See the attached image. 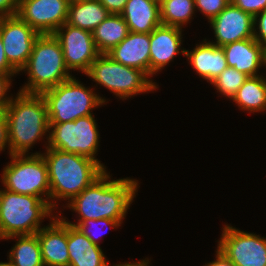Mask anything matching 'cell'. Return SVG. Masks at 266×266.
<instances>
[{
	"mask_svg": "<svg viewBox=\"0 0 266 266\" xmlns=\"http://www.w3.org/2000/svg\"><path fill=\"white\" fill-rule=\"evenodd\" d=\"M231 3L253 17L266 9V0H231Z\"/></svg>",
	"mask_w": 266,
	"mask_h": 266,
	"instance_id": "obj_30",
	"label": "cell"
},
{
	"mask_svg": "<svg viewBox=\"0 0 266 266\" xmlns=\"http://www.w3.org/2000/svg\"><path fill=\"white\" fill-rule=\"evenodd\" d=\"M264 65L266 67V49H265V60H264Z\"/></svg>",
	"mask_w": 266,
	"mask_h": 266,
	"instance_id": "obj_42",
	"label": "cell"
},
{
	"mask_svg": "<svg viewBox=\"0 0 266 266\" xmlns=\"http://www.w3.org/2000/svg\"><path fill=\"white\" fill-rule=\"evenodd\" d=\"M120 15L129 32L151 33L161 25L160 5L152 0H128Z\"/></svg>",
	"mask_w": 266,
	"mask_h": 266,
	"instance_id": "obj_21",
	"label": "cell"
},
{
	"mask_svg": "<svg viewBox=\"0 0 266 266\" xmlns=\"http://www.w3.org/2000/svg\"><path fill=\"white\" fill-rule=\"evenodd\" d=\"M231 100L244 111L266 110V78L262 75L248 77Z\"/></svg>",
	"mask_w": 266,
	"mask_h": 266,
	"instance_id": "obj_24",
	"label": "cell"
},
{
	"mask_svg": "<svg viewBox=\"0 0 266 266\" xmlns=\"http://www.w3.org/2000/svg\"><path fill=\"white\" fill-rule=\"evenodd\" d=\"M222 49L229 67L248 77L258 76L259 69L264 65L265 48L254 38L228 43Z\"/></svg>",
	"mask_w": 266,
	"mask_h": 266,
	"instance_id": "obj_17",
	"label": "cell"
},
{
	"mask_svg": "<svg viewBox=\"0 0 266 266\" xmlns=\"http://www.w3.org/2000/svg\"><path fill=\"white\" fill-rule=\"evenodd\" d=\"M0 266H14L13 263L9 260L8 262H0Z\"/></svg>",
	"mask_w": 266,
	"mask_h": 266,
	"instance_id": "obj_39",
	"label": "cell"
},
{
	"mask_svg": "<svg viewBox=\"0 0 266 266\" xmlns=\"http://www.w3.org/2000/svg\"><path fill=\"white\" fill-rule=\"evenodd\" d=\"M247 78L246 74L239 72L234 67L228 66L210 84L215 86L216 90L223 96L231 100Z\"/></svg>",
	"mask_w": 266,
	"mask_h": 266,
	"instance_id": "obj_27",
	"label": "cell"
},
{
	"mask_svg": "<svg viewBox=\"0 0 266 266\" xmlns=\"http://www.w3.org/2000/svg\"><path fill=\"white\" fill-rule=\"evenodd\" d=\"M22 70L27 71L29 76L28 83L20 89L25 93L41 94L73 77L69 74L60 42L54 34L38 36Z\"/></svg>",
	"mask_w": 266,
	"mask_h": 266,
	"instance_id": "obj_4",
	"label": "cell"
},
{
	"mask_svg": "<svg viewBox=\"0 0 266 266\" xmlns=\"http://www.w3.org/2000/svg\"><path fill=\"white\" fill-rule=\"evenodd\" d=\"M69 266H109L100 246L67 223Z\"/></svg>",
	"mask_w": 266,
	"mask_h": 266,
	"instance_id": "obj_20",
	"label": "cell"
},
{
	"mask_svg": "<svg viewBox=\"0 0 266 266\" xmlns=\"http://www.w3.org/2000/svg\"><path fill=\"white\" fill-rule=\"evenodd\" d=\"M53 34L60 42L69 71L78 70L85 74L100 55L91 31L64 23Z\"/></svg>",
	"mask_w": 266,
	"mask_h": 266,
	"instance_id": "obj_12",
	"label": "cell"
},
{
	"mask_svg": "<svg viewBox=\"0 0 266 266\" xmlns=\"http://www.w3.org/2000/svg\"><path fill=\"white\" fill-rule=\"evenodd\" d=\"M63 219L68 224L77 227L86 237H88L92 241L93 244H96L98 246H100V245H99L97 236H99L100 234H96L98 232H94V231L92 232V227L93 226L95 227L97 224H99V225H104L105 227L107 225V226H109L111 228H115V227L117 228V227H119L121 225V223L119 221L112 220V219H107V218H102V219H97V220L87 219V220H84L83 222H77V223L69 222V221L66 220V218H63ZM95 229H96V227H95ZM95 231H97V229Z\"/></svg>",
	"mask_w": 266,
	"mask_h": 266,
	"instance_id": "obj_28",
	"label": "cell"
},
{
	"mask_svg": "<svg viewBox=\"0 0 266 266\" xmlns=\"http://www.w3.org/2000/svg\"><path fill=\"white\" fill-rule=\"evenodd\" d=\"M0 74H19L8 62L0 36Z\"/></svg>",
	"mask_w": 266,
	"mask_h": 266,
	"instance_id": "obj_36",
	"label": "cell"
},
{
	"mask_svg": "<svg viewBox=\"0 0 266 266\" xmlns=\"http://www.w3.org/2000/svg\"><path fill=\"white\" fill-rule=\"evenodd\" d=\"M254 39L266 49V9L254 17Z\"/></svg>",
	"mask_w": 266,
	"mask_h": 266,
	"instance_id": "obj_31",
	"label": "cell"
},
{
	"mask_svg": "<svg viewBox=\"0 0 266 266\" xmlns=\"http://www.w3.org/2000/svg\"><path fill=\"white\" fill-rule=\"evenodd\" d=\"M110 13L99 0L69 4L67 24L93 31Z\"/></svg>",
	"mask_w": 266,
	"mask_h": 266,
	"instance_id": "obj_23",
	"label": "cell"
},
{
	"mask_svg": "<svg viewBox=\"0 0 266 266\" xmlns=\"http://www.w3.org/2000/svg\"><path fill=\"white\" fill-rule=\"evenodd\" d=\"M85 74L123 100L158 88L144 71L120 64L108 54H100Z\"/></svg>",
	"mask_w": 266,
	"mask_h": 266,
	"instance_id": "obj_7",
	"label": "cell"
},
{
	"mask_svg": "<svg viewBox=\"0 0 266 266\" xmlns=\"http://www.w3.org/2000/svg\"><path fill=\"white\" fill-rule=\"evenodd\" d=\"M93 91L72 77L42 92L49 123H65L92 115V109L106 102Z\"/></svg>",
	"mask_w": 266,
	"mask_h": 266,
	"instance_id": "obj_6",
	"label": "cell"
},
{
	"mask_svg": "<svg viewBox=\"0 0 266 266\" xmlns=\"http://www.w3.org/2000/svg\"><path fill=\"white\" fill-rule=\"evenodd\" d=\"M129 34L128 25L120 14H109L93 31L92 36L100 54H107Z\"/></svg>",
	"mask_w": 266,
	"mask_h": 266,
	"instance_id": "obj_22",
	"label": "cell"
},
{
	"mask_svg": "<svg viewBox=\"0 0 266 266\" xmlns=\"http://www.w3.org/2000/svg\"><path fill=\"white\" fill-rule=\"evenodd\" d=\"M12 76H14V74H0V108H6L11 102L12 97H7L6 93L8 89H10Z\"/></svg>",
	"mask_w": 266,
	"mask_h": 266,
	"instance_id": "obj_32",
	"label": "cell"
},
{
	"mask_svg": "<svg viewBox=\"0 0 266 266\" xmlns=\"http://www.w3.org/2000/svg\"><path fill=\"white\" fill-rule=\"evenodd\" d=\"M194 10V0H165L160 4L161 24L183 28L192 19Z\"/></svg>",
	"mask_w": 266,
	"mask_h": 266,
	"instance_id": "obj_26",
	"label": "cell"
},
{
	"mask_svg": "<svg viewBox=\"0 0 266 266\" xmlns=\"http://www.w3.org/2000/svg\"><path fill=\"white\" fill-rule=\"evenodd\" d=\"M182 28L160 25L150 33L149 76L156 74L181 52Z\"/></svg>",
	"mask_w": 266,
	"mask_h": 266,
	"instance_id": "obj_15",
	"label": "cell"
},
{
	"mask_svg": "<svg viewBox=\"0 0 266 266\" xmlns=\"http://www.w3.org/2000/svg\"><path fill=\"white\" fill-rule=\"evenodd\" d=\"M5 113L9 155H25L37 140L50 131L47 105L41 94L19 91L14 99L12 96Z\"/></svg>",
	"mask_w": 266,
	"mask_h": 266,
	"instance_id": "obj_3",
	"label": "cell"
},
{
	"mask_svg": "<svg viewBox=\"0 0 266 266\" xmlns=\"http://www.w3.org/2000/svg\"><path fill=\"white\" fill-rule=\"evenodd\" d=\"M41 155L48 169L53 209L57 205L55 199L70 202L105 172L96 161L75 153L46 147Z\"/></svg>",
	"mask_w": 266,
	"mask_h": 266,
	"instance_id": "obj_2",
	"label": "cell"
},
{
	"mask_svg": "<svg viewBox=\"0 0 266 266\" xmlns=\"http://www.w3.org/2000/svg\"><path fill=\"white\" fill-rule=\"evenodd\" d=\"M222 229L217 248L236 266H266V238L230 225Z\"/></svg>",
	"mask_w": 266,
	"mask_h": 266,
	"instance_id": "obj_10",
	"label": "cell"
},
{
	"mask_svg": "<svg viewBox=\"0 0 266 266\" xmlns=\"http://www.w3.org/2000/svg\"><path fill=\"white\" fill-rule=\"evenodd\" d=\"M69 4H74V3H79L83 1H88V0H67Z\"/></svg>",
	"mask_w": 266,
	"mask_h": 266,
	"instance_id": "obj_40",
	"label": "cell"
},
{
	"mask_svg": "<svg viewBox=\"0 0 266 266\" xmlns=\"http://www.w3.org/2000/svg\"><path fill=\"white\" fill-rule=\"evenodd\" d=\"M53 208L40 197L0 190V239L36 234Z\"/></svg>",
	"mask_w": 266,
	"mask_h": 266,
	"instance_id": "obj_5",
	"label": "cell"
},
{
	"mask_svg": "<svg viewBox=\"0 0 266 266\" xmlns=\"http://www.w3.org/2000/svg\"><path fill=\"white\" fill-rule=\"evenodd\" d=\"M205 266H236L221 250L217 248L216 260L205 264Z\"/></svg>",
	"mask_w": 266,
	"mask_h": 266,
	"instance_id": "obj_37",
	"label": "cell"
},
{
	"mask_svg": "<svg viewBox=\"0 0 266 266\" xmlns=\"http://www.w3.org/2000/svg\"><path fill=\"white\" fill-rule=\"evenodd\" d=\"M110 14H121L128 0H99Z\"/></svg>",
	"mask_w": 266,
	"mask_h": 266,
	"instance_id": "obj_35",
	"label": "cell"
},
{
	"mask_svg": "<svg viewBox=\"0 0 266 266\" xmlns=\"http://www.w3.org/2000/svg\"><path fill=\"white\" fill-rule=\"evenodd\" d=\"M114 61L144 71L149 76L150 33L129 32L107 53Z\"/></svg>",
	"mask_w": 266,
	"mask_h": 266,
	"instance_id": "obj_18",
	"label": "cell"
},
{
	"mask_svg": "<svg viewBox=\"0 0 266 266\" xmlns=\"http://www.w3.org/2000/svg\"><path fill=\"white\" fill-rule=\"evenodd\" d=\"M18 238L9 252V260L14 266H44L41 247L36 234L13 235L5 239Z\"/></svg>",
	"mask_w": 266,
	"mask_h": 266,
	"instance_id": "obj_25",
	"label": "cell"
},
{
	"mask_svg": "<svg viewBox=\"0 0 266 266\" xmlns=\"http://www.w3.org/2000/svg\"><path fill=\"white\" fill-rule=\"evenodd\" d=\"M39 35L17 15L0 17V36L5 56L18 73L27 64Z\"/></svg>",
	"mask_w": 266,
	"mask_h": 266,
	"instance_id": "obj_11",
	"label": "cell"
},
{
	"mask_svg": "<svg viewBox=\"0 0 266 266\" xmlns=\"http://www.w3.org/2000/svg\"><path fill=\"white\" fill-rule=\"evenodd\" d=\"M209 22L216 38V42L211 43L218 47L254 38V17L231 2Z\"/></svg>",
	"mask_w": 266,
	"mask_h": 266,
	"instance_id": "obj_14",
	"label": "cell"
},
{
	"mask_svg": "<svg viewBox=\"0 0 266 266\" xmlns=\"http://www.w3.org/2000/svg\"><path fill=\"white\" fill-rule=\"evenodd\" d=\"M67 0H18L16 15L40 34H53L67 21Z\"/></svg>",
	"mask_w": 266,
	"mask_h": 266,
	"instance_id": "obj_13",
	"label": "cell"
},
{
	"mask_svg": "<svg viewBox=\"0 0 266 266\" xmlns=\"http://www.w3.org/2000/svg\"><path fill=\"white\" fill-rule=\"evenodd\" d=\"M202 42L191 51L185 50V56L199 77L211 83L228 65L222 47L206 39Z\"/></svg>",
	"mask_w": 266,
	"mask_h": 266,
	"instance_id": "obj_19",
	"label": "cell"
},
{
	"mask_svg": "<svg viewBox=\"0 0 266 266\" xmlns=\"http://www.w3.org/2000/svg\"><path fill=\"white\" fill-rule=\"evenodd\" d=\"M152 1H154V2H156V3H158V4L160 5V4H162L165 0H152Z\"/></svg>",
	"mask_w": 266,
	"mask_h": 266,
	"instance_id": "obj_41",
	"label": "cell"
},
{
	"mask_svg": "<svg viewBox=\"0 0 266 266\" xmlns=\"http://www.w3.org/2000/svg\"><path fill=\"white\" fill-rule=\"evenodd\" d=\"M93 115L65 123H49L48 148L75 153L96 161L105 171L106 167L96 159L99 132Z\"/></svg>",
	"mask_w": 266,
	"mask_h": 266,
	"instance_id": "obj_9",
	"label": "cell"
},
{
	"mask_svg": "<svg viewBox=\"0 0 266 266\" xmlns=\"http://www.w3.org/2000/svg\"><path fill=\"white\" fill-rule=\"evenodd\" d=\"M26 155H10V162L3 168L2 183L10 192L40 197L50 203L46 162L41 153Z\"/></svg>",
	"mask_w": 266,
	"mask_h": 266,
	"instance_id": "obj_8",
	"label": "cell"
},
{
	"mask_svg": "<svg viewBox=\"0 0 266 266\" xmlns=\"http://www.w3.org/2000/svg\"><path fill=\"white\" fill-rule=\"evenodd\" d=\"M17 8L18 0H0V17L16 15Z\"/></svg>",
	"mask_w": 266,
	"mask_h": 266,
	"instance_id": "obj_34",
	"label": "cell"
},
{
	"mask_svg": "<svg viewBox=\"0 0 266 266\" xmlns=\"http://www.w3.org/2000/svg\"><path fill=\"white\" fill-rule=\"evenodd\" d=\"M149 264V260L147 259H144V260H142V261H138V262H132V263H127V262H125V263H119V264H116V265H114L113 264V266H149L148 265Z\"/></svg>",
	"mask_w": 266,
	"mask_h": 266,
	"instance_id": "obj_38",
	"label": "cell"
},
{
	"mask_svg": "<svg viewBox=\"0 0 266 266\" xmlns=\"http://www.w3.org/2000/svg\"><path fill=\"white\" fill-rule=\"evenodd\" d=\"M109 179L105 171L67 204L79 214L78 222L107 218L122 223L138 191V181L130 178Z\"/></svg>",
	"mask_w": 266,
	"mask_h": 266,
	"instance_id": "obj_1",
	"label": "cell"
},
{
	"mask_svg": "<svg viewBox=\"0 0 266 266\" xmlns=\"http://www.w3.org/2000/svg\"><path fill=\"white\" fill-rule=\"evenodd\" d=\"M7 145L9 150L8 121L5 108H0V152L4 150Z\"/></svg>",
	"mask_w": 266,
	"mask_h": 266,
	"instance_id": "obj_33",
	"label": "cell"
},
{
	"mask_svg": "<svg viewBox=\"0 0 266 266\" xmlns=\"http://www.w3.org/2000/svg\"><path fill=\"white\" fill-rule=\"evenodd\" d=\"M195 8L205 14L208 22L216 17L231 0H194Z\"/></svg>",
	"mask_w": 266,
	"mask_h": 266,
	"instance_id": "obj_29",
	"label": "cell"
},
{
	"mask_svg": "<svg viewBox=\"0 0 266 266\" xmlns=\"http://www.w3.org/2000/svg\"><path fill=\"white\" fill-rule=\"evenodd\" d=\"M51 221L36 233L44 266H69L67 222L63 217H52Z\"/></svg>",
	"mask_w": 266,
	"mask_h": 266,
	"instance_id": "obj_16",
	"label": "cell"
}]
</instances>
